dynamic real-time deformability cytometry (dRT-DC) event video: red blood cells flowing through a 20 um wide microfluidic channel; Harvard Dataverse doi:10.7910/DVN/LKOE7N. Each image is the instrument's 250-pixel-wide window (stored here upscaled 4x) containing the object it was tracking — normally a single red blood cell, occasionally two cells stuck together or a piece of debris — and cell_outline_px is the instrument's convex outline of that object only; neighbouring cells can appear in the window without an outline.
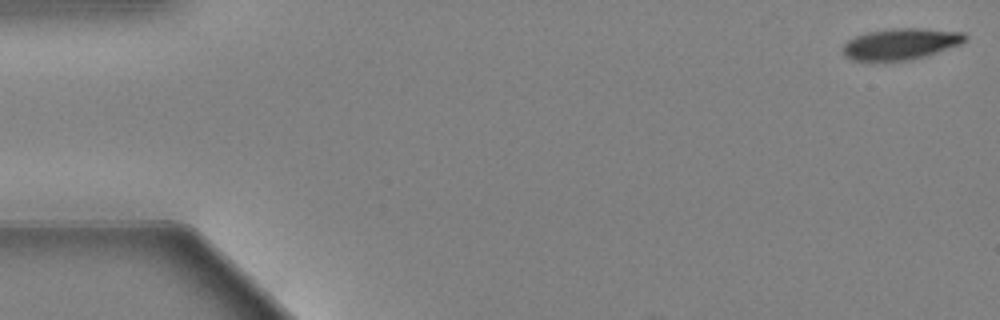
{"species": "Egyptian fruit bat (a non-hibernating species)", "species_latin": "Rousettus aegyptiacus", "temperature_condition": "warm", "stored_images_in_passage": 25, "camera_frame_rate_fps": 3000, "um_per_image_px": 0.085, "animal": {"sex": "female"}, "frame": {"image": 1, "passage_image": 1, "time_ms": 0.0, "image_size_px": [1000, 320], "cell_outline_px": [[968, 36], [960, 44], [924, 56], [908, 60], [852, 60], [844, 56], [844, 44], [848, 40], [856, 36], [868, 32], [896, 28], [920, 28], [964, 32]], "centroid_in_image_um": [76.57, 3.72], "position_along_channel_um": 8.4, "area_um2": 21.85}}
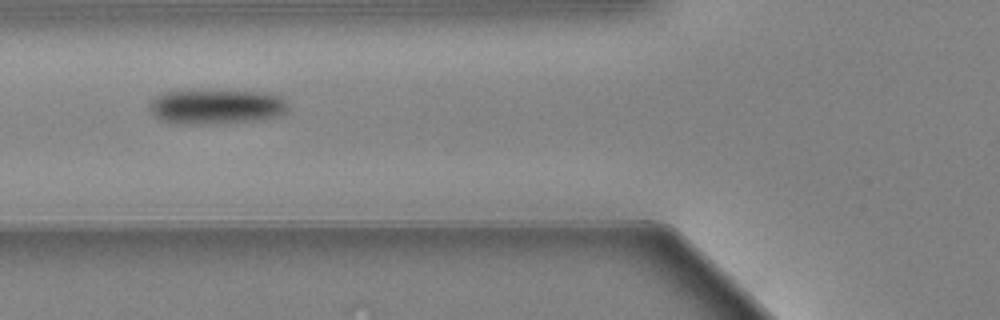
{"frame": {"image": 2, "passage_image": 21, "time_ms": 6.667, "image_size_px": [1000, 320], "cell_outline_px": [[288, 104], [284, 112], [272, 116], [252, 120], [200, 124], [180, 124], [160, 120], [152, 112], [148, 104], [156, 96], [164, 92], [268, 92], [280, 96]], "centroid_in_image_um": [18.33, 9.07], "position_along_channel_um": 107.5, "area_um2": 26.99}}
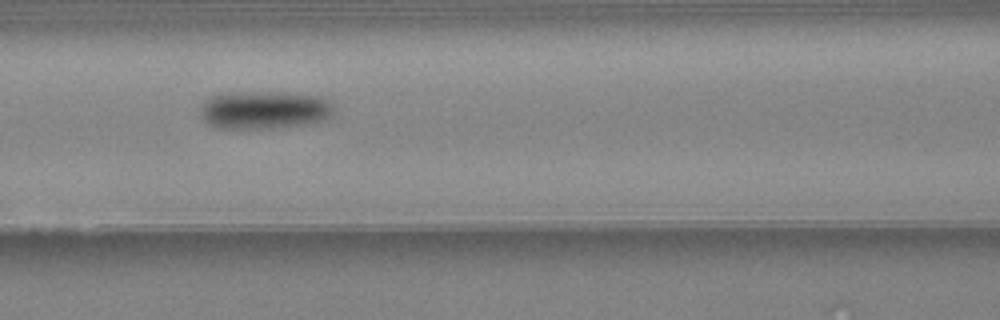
{"frame": {"image": 3, "passage_image": 24, "time_ms": 7.667, "image_size_px": [1000, 320], "cell_outline_px": [[332, 116], [324, 120], [304, 124], [272, 128], [216, 128], [208, 124], [200, 116], [200, 108], [204, 100], [212, 96], [228, 92], [272, 92], [320, 96], [332, 100]], "centroid_in_image_um": [22.44, 9.34], "position_along_channel_um": 144.2, "area_um2": 29.71}}